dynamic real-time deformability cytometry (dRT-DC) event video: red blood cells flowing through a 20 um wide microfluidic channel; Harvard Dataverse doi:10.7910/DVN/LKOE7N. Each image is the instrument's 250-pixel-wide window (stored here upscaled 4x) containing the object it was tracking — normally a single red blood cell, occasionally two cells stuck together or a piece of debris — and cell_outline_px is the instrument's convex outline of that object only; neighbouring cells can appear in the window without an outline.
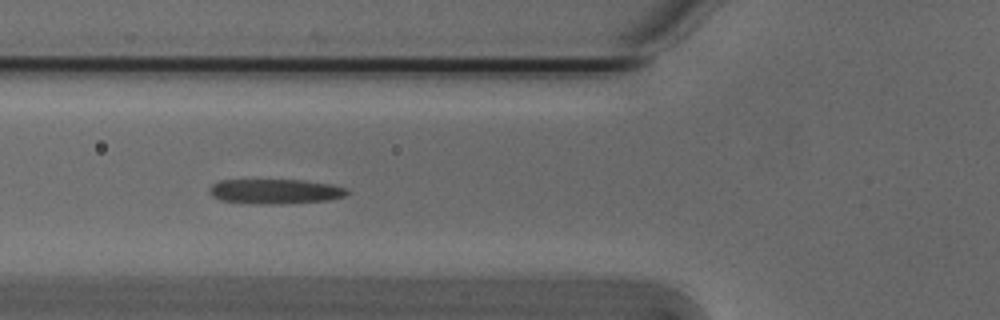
{"species": "Egyptian fruit bat (a non-hibernating species)", "species_latin": "Rousettus aegyptiacus", "temperature_condition": "cold", "stored_images_in_passage": 35, "camera_frame_rate_fps": 3000, "um_per_image_px": 0.085, "animal": {"sex": "male"}, "frame": {"image": 1, "passage_image": 3, "time_ms": 0.667, "image_size_px": [1000, 320], "cell_outline_px": [[348, 192], [344, 196], [328, 200], [272, 204], [260, 204], [220, 200], [212, 196], [208, 192], [208, 188], [212, 184], [220, 180], [304, 180], [332, 184], [348, 188]], "centroid_in_image_um": [23.37, 16.26], "position_along_channel_um": 102.4, "area_um2": 19.88}}
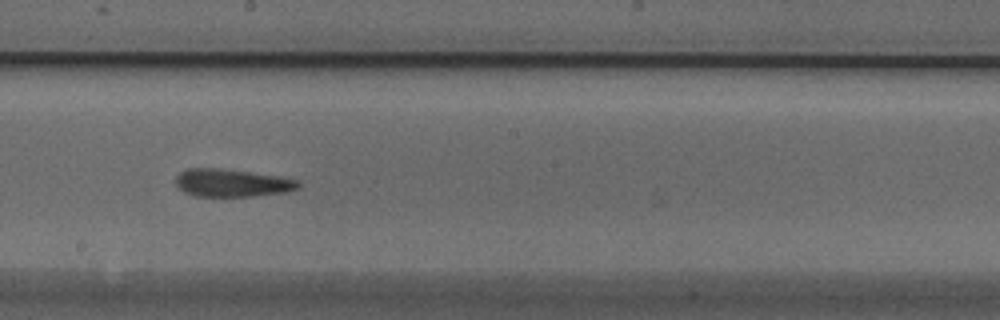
{"frame": {"image": 2, "passage_image": 13, "time_ms": 4.0, "image_size_px": [1000, 320], "cell_outline_px": [[300, 188], [288, 192], [252, 196], [196, 196], [184, 192], [176, 184], [176, 176], [180, 172], [188, 168], [220, 168], [280, 176], [300, 180]], "centroid_in_image_um": [19.76, 15.54], "position_along_channel_um": 228.4, "area_um2": 19.94}}
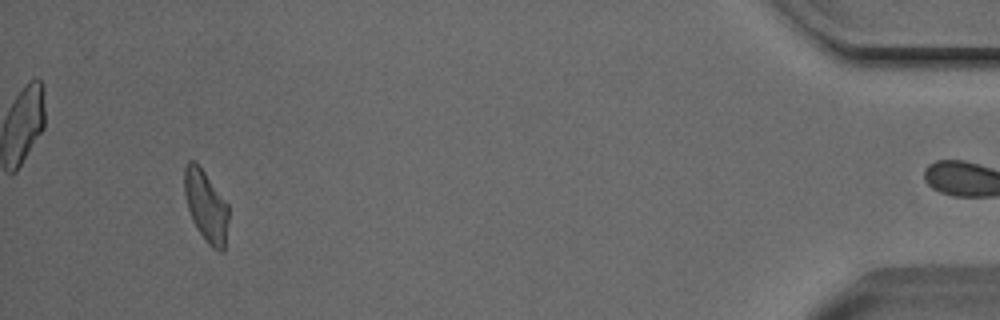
{"frame": {"image": 3, "passage_image": 34, "time_ms": 11.0, "image_size_px": [1000, 320], "cell_outline_px": [[228, 220], [224, 252], [220, 252], [212, 248], [208, 244], [196, 228], [192, 220], [188, 208], [184, 192], [184, 168], [188, 160], [196, 160], [228, 204]], "centroid_in_image_um": [17.5, 17.5], "position_along_channel_um": 417.7, "area_um2": 18.5}}